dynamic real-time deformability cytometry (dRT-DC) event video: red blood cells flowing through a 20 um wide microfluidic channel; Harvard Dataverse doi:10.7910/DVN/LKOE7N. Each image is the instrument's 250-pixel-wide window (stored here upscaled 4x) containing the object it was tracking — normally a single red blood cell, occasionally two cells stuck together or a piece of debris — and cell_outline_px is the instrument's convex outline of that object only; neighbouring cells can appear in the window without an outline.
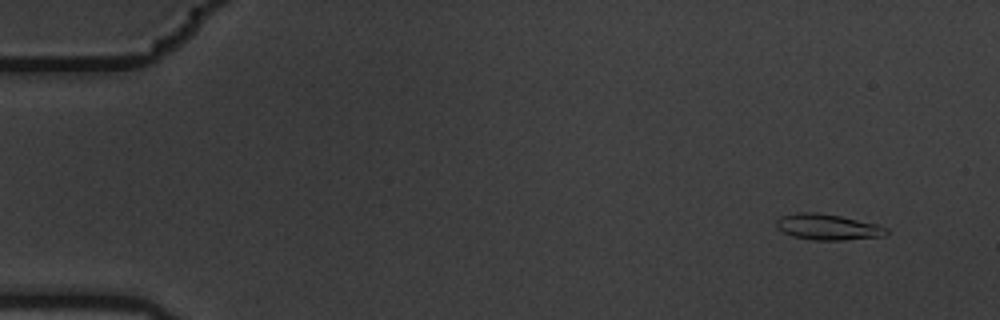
{"species": "common noctule bat (a hibernating species)", "species_latin": "Nyctalus noctula", "temperature_condition": "warm", "stored_images_in_passage": 5, "camera_frame_rate_fps": 3000, "um_per_image_px": 0.085, "animal": {"sex": "male", "body_mass_g": 19.5, "forearm_length_mm": 54.6}, "frame": {"image": 1, "passage_image": 2, "time_ms": 0.333, "image_size_px": [1000, 320], "cell_outline_px": [[888, 232], [884, 236], [844, 240], [812, 240], [792, 236], [776, 228], [776, 220], [780, 216], [796, 212], [816, 212], [840, 216], [876, 224], [888, 228]], "centroid_in_image_um": [70.32, 19.29], "position_along_channel_um": 14.7, "area_um2": 16.65}}